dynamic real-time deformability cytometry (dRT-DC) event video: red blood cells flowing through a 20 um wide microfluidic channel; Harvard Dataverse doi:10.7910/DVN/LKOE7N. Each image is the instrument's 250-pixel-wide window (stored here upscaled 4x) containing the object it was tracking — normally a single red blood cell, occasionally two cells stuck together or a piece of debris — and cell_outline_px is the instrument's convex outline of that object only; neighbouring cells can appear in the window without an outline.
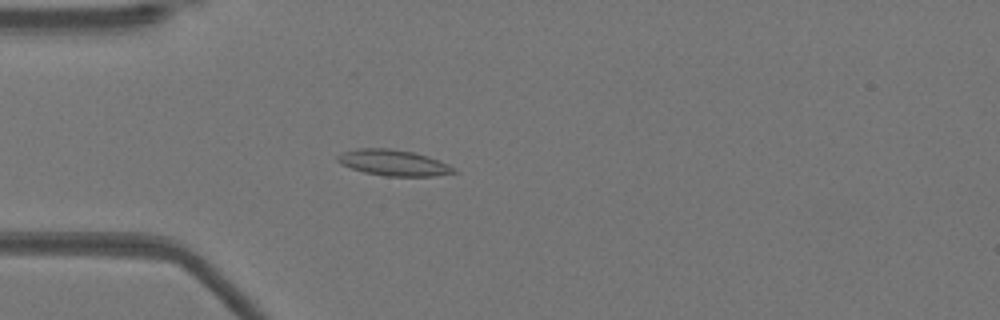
{"species": "Egyptian fruit bat (a non-hibernating species)", "species_latin": "Rousettus aegyptiacus", "temperature_condition": "warm", "stored_images_in_passage": 51, "camera_frame_rate_fps": 3000, "um_per_image_px": 0.085, "animal": {"sex": "female"}, "frame": {"image": 1, "passage_image": 14, "time_ms": 4.333, "image_size_px": [1000, 320], "cell_outline_px": [[460, 172], [432, 176], [384, 176], [364, 172], [340, 164], [336, 160], [336, 156], [344, 152], [356, 148], [388, 148], [412, 152], [428, 156], [448, 164], [456, 168]], "centroid_in_image_um": [33.46, 13.83], "position_along_channel_um": 51.5, "area_um2": 17.63}}
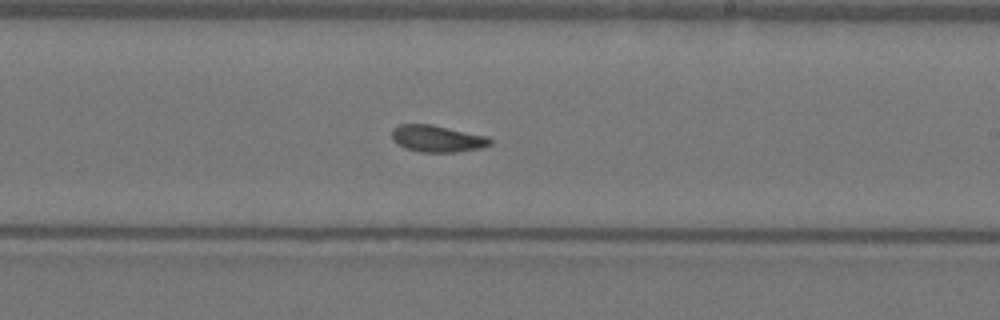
{"frame": {"image": 2, "passage_image": 30, "time_ms": 9.667, "image_size_px": [1000, 320], "cell_outline_px": [[492, 144], [484, 148], [456, 152], [420, 152], [404, 148], [396, 144], [392, 140], [392, 128], [400, 124], [432, 124], [488, 136], [492, 140]], "centroid_in_image_um": [37.17, 11.79], "position_along_channel_um": 251.8, "area_um2": 15.66}}
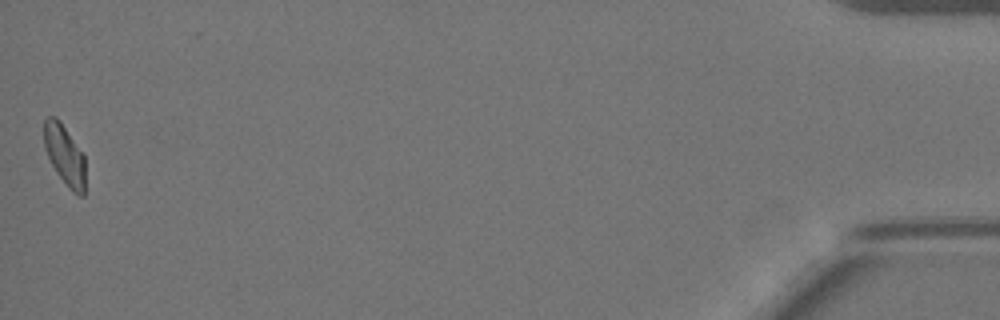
{"frame": {"image": 3, "passage_image": 51, "time_ms": 16.667, "image_size_px": [1000, 320], "cell_outline_px": [[84, 196], [80, 196], [72, 192], [68, 188], [56, 172], [44, 148], [44, 120], [48, 116], [56, 116], [60, 120], [84, 156]], "centroid_in_image_um": [5.48, 13.17], "position_along_channel_um": 429.7, "area_um2": 14.39}, "authors_computed_cell_mechanics": {"area_um2": 15.606, "velocity_mm_per_s": 3.9188, "shape_relaxation_time_tau1_ms": null, "shape_relaxation_time_tau2_ms": 1.6566, "deformation_change_tau1": null, "deformation_change_tau2": 0.0632}}